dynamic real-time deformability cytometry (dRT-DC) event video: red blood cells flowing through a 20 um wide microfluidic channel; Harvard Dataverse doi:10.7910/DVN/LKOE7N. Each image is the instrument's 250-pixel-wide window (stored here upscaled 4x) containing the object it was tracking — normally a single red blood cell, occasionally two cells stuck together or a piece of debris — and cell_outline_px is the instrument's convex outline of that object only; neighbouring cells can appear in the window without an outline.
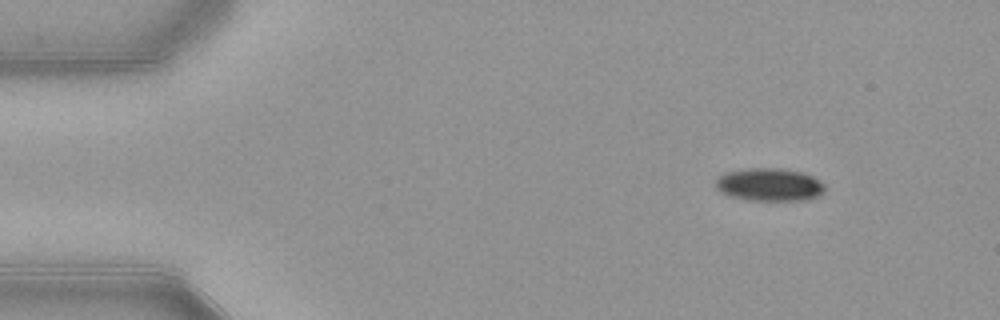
{"species": "common noctule bat (a hibernating species)", "species_latin": "Nyctalus noctula", "temperature_condition": "warm", "stored_images_in_passage": 47, "camera_frame_rate_fps": 3000, "um_per_image_px": 0.085, "animal": {"sex": "female", "body_mass_g": 21.9}, "frame": {"image": 1, "passage_image": 1, "time_ms": 0.0, "image_size_px": [1000, 320], "cell_outline_px": [[824, 192], [816, 196], [804, 200], [748, 200], [732, 196], [720, 192], [716, 188], [716, 180], [720, 176], [728, 172], [748, 168], [780, 168], [804, 172], [820, 180], [824, 184]], "centroid_in_image_um": [65.42, 15.69], "position_along_channel_um": 19.6, "area_um2": 20.81}}
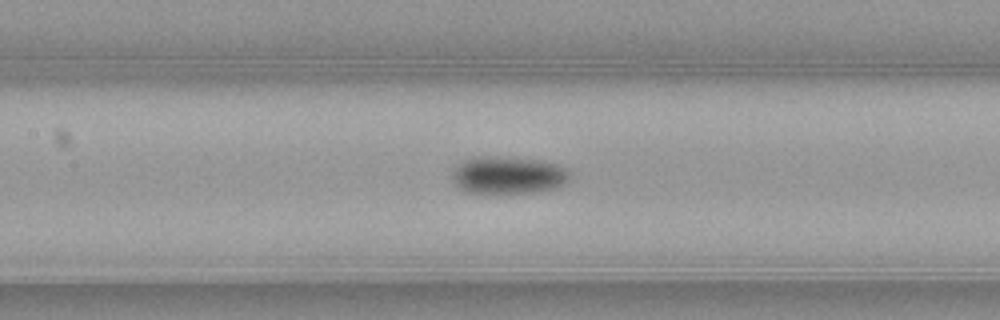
{"frame": {"image": 2, "passage_image": 19, "time_ms": 6.0, "image_size_px": [1000, 320], "cell_outline_px": [[568, 180], [564, 184], [556, 188], [532, 192], [468, 192], [460, 188], [456, 184], [452, 176], [456, 164], [464, 160], [480, 156], [536, 160], [556, 164], [568, 168]], "centroid_in_image_um": [43.19, 14.88], "position_along_channel_um": 164.2, "area_um2": 25.03}}
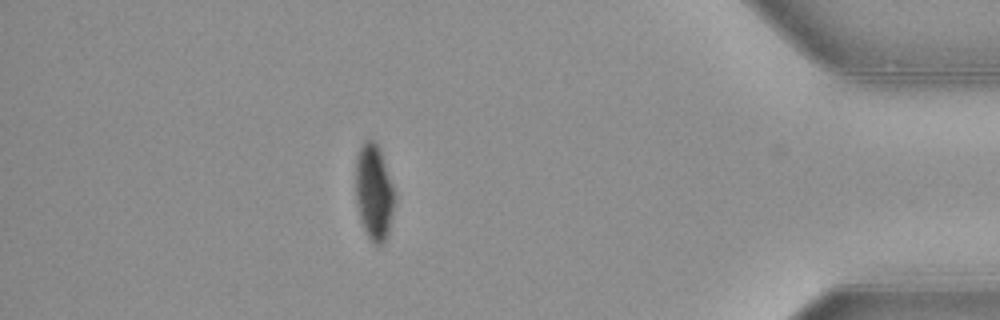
{"frame": {"image": 3, "passage_image": 41, "time_ms": 13.333, "image_size_px": [1000, 320], "cell_outline_px": [[396, 200], [388, 236], [384, 244], [372, 244], [360, 220], [356, 204], [356, 156], [364, 140], [372, 140], [380, 148], [396, 196]], "centroid_in_image_um": [31.8, 16.38], "position_along_channel_um": 403.4, "area_um2": 22.08}, "authors_computed_cell_mechanics": {"area_um2": 23.7558, "velocity_mm_per_s": 3.9159, "shape_relaxation_time_tau1_ms": 4.474, "shape_relaxation_time_tau2_ms": null, "deformation_change_tau1": 0.1307, "deformation_change_tau2": null}}